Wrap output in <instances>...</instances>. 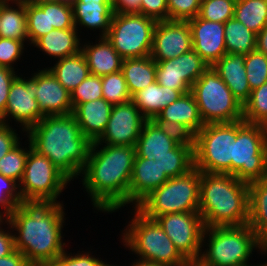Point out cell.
<instances>
[{
	"instance_id": "cell-1",
	"label": "cell",
	"mask_w": 267,
	"mask_h": 266,
	"mask_svg": "<svg viewBox=\"0 0 267 266\" xmlns=\"http://www.w3.org/2000/svg\"><path fill=\"white\" fill-rule=\"evenodd\" d=\"M63 205L55 200L22 199L5 219L14 235L15 249L31 266L50 265L65 250L62 242Z\"/></svg>"
},
{
	"instance_id": "cell-2",
	"label": "cell",
	"mask_w": 267,
	"mask_h": 266,
	"mask_svg": "<svg viewBox=\"0 0 267 266\" xmlns=\"http://www.w3.org/2000/svg\"><path fill=\"white\" fill-rule=\"evenodd\" d=\"M93 142L82 170L83 185L94 207L104 212L129 204V186L135 158V146L105 145Z\"/></svg>"
},
{
	"instance_id": "cell-3",
	"label": "cell",
	"mask_w": 267,
	"mask_h": 266,
	"mask_svg": "<svg viewBox=\"0 0 267 266\" xmlns=\"http://www.w3.org/2000/svg\"><path fill=\"white\" fill-rule=\"evenodd\" d=\"M27 133L32 148L47 157L70 181L81 175L92 142L82 134L73 114L44 116Z\"/></svg>"
},
{
	"instance_id": "cell-4",
	"label": "cell",
	"mask_w": 267,
	"mask_h": 266,
	"mask_svg": "<svg viewBox=\"0 0 267 266\" xmlns=\"http://www.w3.org/2000/svg\"><path fill=\"white\" fill-rule=\"evenodd\" d=\"M199 213L205 227L248 224L249 184L230 174L200 172Z\"/></svg>"
},
{
	"instance_id": "cell-5",
	"label": "cell",
	"mask_w": 267,
	"mask_h": 266,
	"mask_svg": "<svg viewBox=\"0 0 267 266\" xmlns=\"http://www.w3.org/2000/svg\"><path fill=\"white\" fill-rule=\"evenodd\" d=\"M209 236L207 250L201 253L195 266H250L249 256L254 248L263 251L256 233L248 225L205 227L202 241ZM259 266V265H257ZM260 266H265L260 264Z\"/></svg>"
},
{
	"instance_id": "cell-6",
	"label": "cell",
	"mask_w": 267,
	"mask_h": 266,
	"mask_svg": "<svg viewBox=\"0 0 267 266\" xmlns=\"http://www.w3.org/2000/svg\"><path fill=\"white\" fill-rule=\"evenodd\" d=\"M135 217L124 230V245L140 256L141 261L164 266H192L178 251L159 224L135 208Z\"/></svg>"
},
{
	"instance_id": "cell-7",
	"label": "cell",
	"mask_w": 267,
	"mask_h": 266,
	"mask_svg": "<svg viewBox=\"0 0 267 266\" xmlns=\"http://www.w3.org/2000/svg\"><path fill=\"white\" fill-rule=\"evenodd\" d=\"M199 202L200 171L194 167L184 175L169 178L145 197L136 209L154 220L165 214L199 212Z\"/></svg>"
},
{
	"instance_id": "cell-8",
	"label": "cell",
	"mask_w": 267,
	"mask_h": 266,
	"mask_svg": "<svg viewBox=\"0 0 267 266\" xmlns=\"http://www.w3.org/2000/svg\"><path fill=\"white\" fill-rule=\"evenodd\" d=\"M267 139L260 124L236 121V140L232 142L231 175L245 183L266 178Z\"/></svg>"
},
{
	"instance_id": "cell-9",
	"label": "cell",
	"mask_w": 267,
	"mask_h": 266,
	"mask_svg": "<svg viewBox=\"0 0 267 266\" xmlns=\"http://www.w3.org/2000/svg\"><path fill=\"white\" fill-rule=\"evenodd\" d=\"M191 92L204 124L230 123L243 119V105L212 66L192 85Z\"/></svg>"
},
{
	"instance_id": "cell-10",
	"label": "cell",
	"mask_w": 267,
	"mask_h": 266,
	"mask_svg": "<svg viewBox=\"0 0 267 266\" xmlns=\"http://www.w3.org/2000/svg\"><path fill=\"white\" fill-rule=\"evenodd\" d=\"M236 122L205 124L196 134L194 167L200 172L231 175Z\"/></svg>"
},
{
	"instance_id": "cell-11",
	"label": "cell",
	"mask_w": 267,
	"mask_h": 266,
	"mask_svg": "<svg viewBox=\"0 0 267 266\" xmlns=\"http://www.w3.org/2000/svg\"><path fill=\"white\" fill-rule=\"evenodd\" d=\"M156 23L143 14H114L106 38L123 59L150 56Z\"/></svg>"
},
{
	"instance_id": "cell-12",
	"label": "cell",
	"mask_w": 267,
	"mask_h": 266,
	"mask_svg": "<svg viewBox=\"0 0 267 266\" xmlns=\"http://www.w3.org/2000/svg\"><path fill=\"white\" fill-rule=\"evenodd\" d=\"M29 148L24 174L19 182L21 198L57 201L70 180L47 157L34 150L31 143Z\"/></svg>"
},
{
	"instance_id": "cell-13",
	"label": "cell",
	"mask_w": 267,
	"mask_h": 266,
	"mask_svg": "<svg viewBox=\"0 0 267 266\" xmlns=\"http://www.w3.org/2000/svg\"><path fill=\"white\" fill-rule=\"evenodd\" d=\"M178 251L194 265L201 256L204 223L199 212L161 215L154 219Z\"/></svg>"
},
{
	"instance_id": "cell-14",
	"label": "cell",
	"mask_w": 267,
	"mask_h": 266,
	"mask_svg": "<svg viewBox=\"0 0 267 266\" xmlns=\"http://www.w3.org/2000/svg\"><path fill=\"white\" fill-rule=\"evenodd\" d=\"M208 68L202 57L191 49L178 57L156 62V81L185 94Z\"/></svg>"
},
{
	"instance_id": "cell-15",
	"label": "cell",
	"mask_w": 267,
	"mask_h": 266,
	"mask_svg": "<svg viewBox=\"0 0 267 266\" xmlns=\"http://www.w3.org/2000/svg\"><path fill=\"white\" fill-rule=\"evenodd\" d=\"M37 89L38 72L30 79L17 76L10 86L7 105L4 114L0 117V123L8 124L5 119L10 115L15 121L22 123L24 131L39 123L45 115L36 101Z\"/></svg>"
},
{
	"instance_id": "cell-16",
	"label": "cell",
	"mask_w": 267,
	"mask_h": 266,
	"mask_svg": "<svg viewBox=\"0 0 267 266\" xmlns=\"http://www.w3.org/2000/svg\"><path fill=\"white\" fill-rule=\"evenodd\" d=\"M146 119L131 100L112 106L108 124L102 136L96 141L98 145L135 146Z\"/></svg>"
},
{
	"instance_id": "cell-17",
	"label": "cell",
	"mask_w": 267,
	"mask_h": 266,
	"mask_svg": "<svg viewBox=\"0 0 267 266\" xmlns=\"http://www.w3.org/2000/svg\"><path fill=\"white\" fill-rule=\"evenodd\" d=\"M193 49L191 30L187 21H157L150 52L151 58L165 61Z\"/></svg>"
},
{
	"instance_id": "cell-18",
	"label": "cell",
	"mask_w": 267,
	"mask_h": 266,
	"mask_svg": "<svg viewBox=\"0 0 267 266\" xmlns=\"http://www.w3.org/2000/svg\"><path fill=\"white\" fill-rule=\"evenodd\" d=\"M191 30L193 49L210 66L226 54L224 23L196 16L187 21Z\"/></svg>"
},
{
	"instance_id": "cell-19",
	"label": "cell",
	"mask_w": 267,
	"mask_h": 266,
	"mask_svg": "<svg viewBox=\"0 0 267 266\" xmlns=\"http://www.w3.org/2000/svg\"><path fill=\"white\" fill-rule=\"evenodd\" d=\"M36 101L45 116L73 113L71 93L65 89L48 69L38 72Z\"/></svg>"
},
{
	"instance_id": "cell-20",
	"label": "cell",
	"mask_w": 267,
	"mask_h": 266,
	"mask_svg": "<svg viewBox=\"0 0 267 266\" xmlns=\"http://www.w3.org/2000/svg\"><path fill=\"white\" fill-rule=\"evenodd\" d=\"M168 179L158 160L135 157L129 186V203L134 202L136 207Z\"/></svg>"
},
{
	"instance_id": "cell-21",
	"label": "cell",
	"mask_w": 267,
	"mask_h": 266,
	"mask_svg": "<svg viewBox=\"0 0 267 266\" xmlns=\"http://www.w3.org/2000/svg\"><path fill=\"white\" fill-rule=\"evenodd\" d=\"M212 68L218 73L232 94L244 105L251 94L245 69V55L226 53Z\"/></svg>"
},
{
	"instance_id": "cell-22",
	"label": "cell",
	"mask_w": 267,
	"mask_h": 266,
	"mask_svg": "<svg viewBox=\"0 0 267 266\" xmlns=\"http://www.w3.org/2000/svg\"><path fill=\"white\" fill-rule=\"evenodd\" d=\"M112 105L104 98L79 104L73 115L85 135L92 143L103 134L110 117Z\"/></svg>"
},
{
	"instance_id": "cell-23",
	"label": "cell",
	"mask_w": 267,
	"mask_h": 266,
	"mask_svg": "<svg viewBox=\"0 0 267 266\" xmlns=\"http://www.w3.org/2000/svg\"><path fill=\"white\" fill-rule=\"evenodd\" d=\"M75 27L81 24L90 29H102L106 37L111 25L113 13L111 0H77L71 4Z\"/></svg>"
},
{
	"instance_id": "cell-24",
	"label": "cell",
	"mask_w": 267,
	"mask_h": 266,
	"mask_svg": "<svg viewBox=\"0 0 267 266\" xmlns=\"http://www.w3.org/2000/svg\"><path fill=\"white\" fill-rule=\"evenodd\" d=\"M101 40L95 45H84L81 52L84 54L91 75L104 76L121 71L123 58L113 48L111 42L100 36Z\"/></svg>"
},
{
	"instance_id": "cell-25",
	"label": "cell",
	"mask_w": 267,
	"mask_h": 266,
	"mask_svg": "<svg viewBox=\"0 0 267 266\" xmlns=\"http://www.w3.org/2000/svg\"><path fill=\"white\" fill-rule=\"evenodd\" d=\"M177 145L153 120H146L135 145V157L160 160Z\"/></svg>"
},
{
	"instance_id": "cell-26",
	"label": "cell",
	"mask_w": 267,
	"mask_h": 266,
	"mask_svg": "<svg viewBox=\"0 0 267 266\" xmlns=\"http://www.w3.org/2000/svg\"><path fill=\"white\" fill-rule=\"evenodd\" d=\"M181 96L178 90L161 86L155 81L132 96L141 114L146 120H153L168 104Z\"/></svg>"
},
{
	"instance_id": "cell-27",
	"label": "cell",
	"mask_w": 267,
	"mask_h": 266,
	"mask_svg": "<svg viewBox=\"0 0 267 266\" xmlns=\"http://www.w3.org/2000/svg\"><path fill=\"white\" fill-rule=\"evenodd\" d=\"M153 120H167L169 122L183 124L195 134L205 125L191 91L181 94L176 101L162 109Z\"/></svg>"
},
{
	"instance_id": "cell-28",
	"label": "cell",
	"mask_w": 267,
	"mask_h": 266,
	"mask_svg": "<svg viewBox=\"0 0 267 266\" xmlns=\"http://www.w3.org/2000/svg\"><path fill=\"white\" fill-rule=\"evenodd\" d=\"M248 225L256 233L259 242L267 243V179L249 183Z\"/></svg>"
},
{
	"instance_id": "cell-29",
	"label": "cell",
	"mask_w": 267,
	"mask_h": 266,
	"mask_svg": "<svg viewBox=\"0 0 267 266\" xmlns=\"http://www.w3.org/2000/svg\"><path fill=\"white\" fill-rule=\"evenodd\" d=\"M76 28L54 29L37 39L33 44L49 56L65 58L81 51Z\"/></svg>"
},
{
	"instance_id": "cell-30",
	"label": "cell",
	"mask_w": 267,
	"mask_h": 266,
	"mask_svg": "<svg viewBox=\"0 0 267 266\" xmlns=\"http://www.w3.org/2000/svg\"><path fill=\"white\" fill-rule=\"evenodd\" d=\"M121 71L131 97L156 81V61L151 56L124 59Z\"/></svg>"
},
{
	"instance_id": "cell-31",
	"label": "cell",
	"mask_w": 267,
	"mask_h": 266,
	"mask_svg": "<svg viewBox=\"0 0 267 266\" xmlns=\"http://www.w3.org/2000/svg\"><path fill=\"white\" fill-rule=\"evenodd\" d=\"M58 60L53 68L51 67L48 70L52 72L59 83L69 92L90 75L87 61L81 51L73 56L58 58Z\"/></svg>"
},
{
	"instance_id": "cell-32",
	"label": "cell",
	"mask_w": 267,
	"mask_h": 266,
	"mask_svg": "<svg viewBox=\"0 0 267 266\" xmlns=\"http://www.w3.org/2000/svg\"><path fill=\"white\" fill-rule=\"evenodd\" d=\"M226 53L247 55L256 49L257 34L234 17L224 23Z\"/></svg>"
},
{
	"instance_id": "cell-33",
	"label": "cell",
	"mask_w": 267,
	"mask_h": 266,
	"mask_svg": "<svg viewBox=\"0 0 267 266\" xmlns=\"http://www.w3.org/2000/svg\"><path fill=\"white\" fill-rule=\"evenodd\" d=\"M17 8L9 6V3L0 5V37L15 40L28 39L27 15L24 3H16Z\"/></svg>"
},
{
	"instance_id": "cell-34",
	"label": "cell",
	"mask_w": 267,
	"mask_h": 266,
	"mask_svg": "<svg viewBox=\"0 0 267 266\" xmlns=\"http://www.w3.org/2000/svg\"><path fill=\"white\" fill-rule=\"evenodd\" d=\"M234 18L258 34L267 25V0H237Z\"/></svg>"
},
{
	"instance_id": "cell-35",
	"label": "cell",
	"mask_w": 267,
	"mask_h": 266,
	"mask_svg": "<svg viewBox=\"0 0 267 266\" xmlns=\"http://www.w3.org/2000/svg\"><path fill=\"white\" fill-rule=\"evenodd\" d=\"M194 147L195 146L177 144L170 150V154L158 160L162 171H164L169 178L188 173L194 168Z\"/></svg>"
},
{
	"instance_id": "cell-36",
	"label": "cell",
	"mask_w": 267,
	"mask_h": 266,
	"mask_svg": "<svg viewBox=\"0 0 267 266\" xmlns=\"http://www.w3.org/2000/svg\"><path fill=\"white\" fill-rule=\"evenodd\" d=\"M27 15V33L29 42L33 44L37 39L46 35L49 30L48 2L39 4H25Z\"/></svg>"
},
{
	"instance_id": "cell-37",
	"label": "cell",
	"mask_w": 267,
	"mask_h": 266,
	"mask_svg": "<svg viewBox=\"0 0 267 266\" xmlns=\"http://www.w3.org/2000/svg\"><path fill=\"white\" fill-rule=\"evenodd\" d=\"M101 79L103 98L112 106L131 101L132 97L122 71L104 75Z\"/></svg>"
},
{
	"instance_id": "cell-38",
	"label": "cell",
	"mask_w": 267,
	"mask_h": 266,
	"mask_svg": "<svg viewBox=\"0 0 267 266\" xmlns=\"http://www.w3.org/2000/svg\"><path fill=\"white\" fill-rule=\"evenodd\" d=\"M267 118V82L251 90L249 99L243 105V120L246 123L261 124Z\"/></svg>"
},
{
	"instance_id": "cell-39",
	"label": "cell",
	"mask_w": 267,
	"mask_h": 266,
	"mask_svg": "<svg viewBox=\"0 0 267 266\" xmlns=\"http://www.w3.org/2000/svg\"><path fill=\"white\" fill-rule=\"evenodd\" d=\"M18 143L4 157L0 159V174L15 180L21 181L29 150L22 149Z\"/></svg>"
},
{
	"instance_id": "cell-40",
	"label": "cell",
	"mask_w": 267,
	"mask_h": 266,
	"mask_svg": "<svg viewBox=\"0 0 267 266\" xmlns=\"http://www.w3.org/2000/svg\"><path fill=\"white\" fill-rule=\"evenodd\" d=\"M237 0H201L198 16L212 22L225 23L234 17Z\"/></svg>"
},
{
	"instance_id": "cell-41",
	"label": "cell",
	"mask_w": 267,
	"mask_h": 266,
	"mask_svg": "<svg viewBox=\"0 0 267 266\" xmlns=\"http://www.w3.org/2000/svg\"><path fill=\"white\" fill-rule=\"evenodd\" d=\"M245 69L251 90L267 82V56L257 49L245 55Z\"/></svg>"
},
{
	"instance_id": "cell-42",
	"label": "cell",
	"mask_w": 267,
	"mask_h": 266,
	"mask_svg": "<svg viewBox=\"0 0 267 266\" xmlns=\"http://www.w3.org/2000/svg\"><path fill=\"white\" fill-rule=\"evenodd\" d=\"M70 93L73 110L81 103L103 98L102 79L100 76L90 74Z\"/></svg>"
},
{
	"instance_id": "cell-43",
	"label": "cell",
	"mask_w": 267,
	"mask_h": 266,
	"mask_svg": "<svg viewBox=\"0 0 267 266\" xmlns=\"http://www.w3.org/2000/svg\"><path fill=\"white\" fill-rule=\"evenodd\" d=\"M49 30L76 28L70 3L61 0L48 2Z\"/></svg>"
},
{
	"instance_id": "cell-44",
	"label": "cell",
	"mask_w": 267,
	"mask_h": 266,
	"mask_svg": "<svg viewBox=\"0 0 267 266\" xmlns=\"http://www.w3.org/2000/svg\"><path fill=\"white\" fill-rule=\"evenodd\" d=\"M18 189L19 183L0 174V207L2 206L5 209L4 216L0 212L1 217L6 216L7 219L22 201Z\"/></svg>"
},
{
	"instance_id": "cell-45",
	"label": "cell",
	"mask_w": 267,
	"mask_h": 266,
	"mask_svg": "<svg viewBox=\"0 0 267 266\" xmlns=\"http://www.w3.org/2000/svg\"><path fill=\"white\" fill-rule=\"evenodd\" d=\"M178 145L195 146L196 134L186 125L167 120H153Z\"/></svg>"
},
{
	"instance_id": "cell-46",
	"label": "cell",
	"mask_w": 267,
	"mask_h": 266,
	"mask_svg": "<svg viewBox=\"0 0 267 266\" xmlns=\"http://www.w3.org/2000/svg\"><path fill=\"white\" fill-rule=\"evenodd\" d=\"M201 0H167L168 20L188 21L198 16Z\"/></svg>"
},
{
	"instance_id": "cell-47",
	"label": "cell",
	"mask_w": 267,
	"mask_h": 266,
	"mask_svg": "<svg viewBox=\"0 0 267 266\" xmlns=\"http://www.w3.org/2000/svg\"><path fill=\"white\" fill-rule=\"evenodd\" d=\"M25 40H15L0 37V67L14 70L12 63L16 62L22 55Z\"/></svg>"
},
{
	"instance_id": "cell-48",
	"label": "cell",
	"mask_w": 267,
	"mask_h": 266,
	"mask_svg": "<svg viewBox=\"0 0 267 266\" xmlns=\"http://www.w3.org/2000/svg\"><path fill=\"white\" fill-rule=\"evenodd\" d=\"M104 264L98 258L90 256L89 252L71 256L64 251L49 266H103Z\"/></svg>"
},
{
	"instance_id": "cell-49",
	"label": "cell",
	"mask_w": 267,
	"mask_h": 266,
	"mask_svg": "<svg viewBox=\"0 0 267 266\" xmlns=\"http://www.w3.org/2000/svg\"><path fill=\"white\" fill-rule=\"evenodd\" d=\"M140 14L156 21L168 20L167 0H141Z\"/></svg>"
},
{
	"instance_id": "cell-50",
	"label": "cell",
	"mask_w": 267,
	"mask_h": 266,
	"mask_svg": "<svg viewBox=\"0 0 267 266\" xmlns=\"http://www.w3.org/2000/svg\"><path fill=\"white\" fill-rule=\"evenodd\" d=\"M16 77L17 75L13 69L0 67V117L5 112L9 89Z\"/></svg>"
},
{
	"instance_id": "cell-51",
	"label": "cell",
	"mask_w": 267,
	"mask_h": 266,
	"mask_svg": "<svg viewBox=\"0 0 267 266\" xmlns=\"http://www.w3.org/2000/svg\"><path fill=\"white\" fill-rule=\"evenodd\" d=\"M19 143L18 136L8 124L0 123V159Z\"/></svg>"
},
{
	"instance_id": "cell-52",
	"label": "cell",
	"mask_w": 267,
	"mask_h": 266,
	"mask_svg": "<svg viewBox=\"0 0 267 266\" xmlns=\"http://www.w3.org/2000/svg\"><path fill=\"white\" fill-rule=\"evenodd\" d=\"M114 14H140L141 0H113Z\"/></svg>"
},
{
	"instance_id": "cell-53",
	"label": "cell",
	"mask_w": 267,
	"mask_h": 266,
	"mask_svg": "<svg viewBox=\"0 0 267 266\" xmlns=\"http://www.w3.org/2000/svg\"><path fill=\"white\" fill-rule=\"evenodd\" d=\"M3 230L0 227V257L7 256L15 250L14 235Z\"/></svg>"
},
{
	"instance_id": "cell-54",
	"label": "cell",
	"mask_w": 267,
	"mask_h": 266,
	"mask_svg": "<svg viewBox=\"0 0 267 266\" xmlns=\"http://www.w3.org/2000/svg\"><path fill=\"white\" fill-rule=\"evenodd\" d=\"M0 266H31L24 254L14 250L11 254L0 257Z\"/></svg>"
},
{
	"instance_id": "cell-55",
	"label": "cell",
	"mask_w": 267,
	"mask_h": 266,
	"mask_svg": "<svg viewBox=\"0 0 267 266\" xmlns=\"http://www.w3.org/2000/svg\"><path fill=\"white\" fill-rule=\"evenodd\" d=\"M256 49L267 56V25L257 34Z\"/></svg>"
},
{
	"instance_id": "cell-56",
	"label": "cell",
	"mask_w": 267,
	"mask_h": 266,
	"mask_svg": "<svg viewBox=\"0 0 267 266\" xmlns=\"http://www.w3.org/2000/svg\"><path fill=\"white\" fill-rule=\"evenodd\" d=\"M132 266H164V265L139 260L137 262H134Z\"/></svg>"
},
{
	"instance_id": "cell-57",
	"label": "cell",
	"mask_w": 267,
	"mask_h": 266,
	"mask_svg": "<svg viewBox=\"0 0 267 266\" xmlns=\"http://www.w3.org/2000/svg\"><path fill=\"white\" fill-rule=\"evenodd\" d=\"M262 127V131L264 132V135L267 139V118L260 124Z\"/></svg>"
},
{
	"instance_id": "cell-58",
	"label": "cell",
	"mask_w": 267,
	"mask_h": 266,
	"mask_svg": "<svg viewBox=\"0 0 267 266\" xmlns=\"http://www.w3.org/2000/svg\"><path fill=\"white\" fill-rule=\"evenodd\" d=\"M9 1H14L15 2V4L16 3H24V4H26V3H29V0H3V3H8Z\"/></svg>"
},
{
	"instance_id": "cell-59",
	"label": "cell",
	"mask_w": 267,
	"mask_h": 266,
	"mask_svg": "<svg viewBox=\"0 0 267 266\" xmlns=\"http://www.w3.org/2000/svg\"><path fill=\"white\" fill-rule=\"evenodd\" d=\"M49 1H55V0H29V4H39L42 2H49Z\"/></svg>"
},
{
	"instance_id": "cell-60",
	"label": "cell",
	"mask_w": 267,
	"mask_h": 266,
	"mask_svg": "<svg viewBox=\"0 0 267 266\" xmlns=\"http://www.w3.org/2000/svg\"><path fill=\"white\" fill-rule=\"evenodd\" d=\"M263 252H267V243L263 246ZM264 265L267 266V263H265Z\"/></svg>"
},
{
	"instance_id": "cell-61",
	"label": "cell",
	"mask_w": 267,
	"mask_h": 266,
	"mask_svg": "<svg viewBox=\"0 0 267 266\" xmlns=\"http://www.w3.org/2000/svg\"><path fill=\"white\" fill-rule=\"evenodd\" d=\"M61 1H64V2H66V3H70V4H72V3H74V2L77 1V0H61Z\"/></svg>"
},
{
	"instance_id": "cell-62",
	"label": "cell",
	"mask_w": 267,
	"mask_h": 266,
	"mask_svg": "<svg viewBox=\"0 0 267 266\" xmlns=\"http://www.w3.org/2000/svg\"><path fill=\"white\" fill-rule=\"evenodd\" d=\"M3 220H4L3 217L0 216V224H1V222H3Z\"/></svg>"
},
{
	"instance_id": "cell-63",
	"label": "cell",
	"mask_w": 267,
	"mask_h": 266,
	"mask_svg": "<svg viewBox=\"0 0 267 266\" xmlns=\"http://www.w3.org/2000/svg\"><path fill=\"white\" fill-rule=\"evenodd\" d=\"M103 266H113V265H109V264H106V263H105Z\"/></svg>"
}]
</instances>
